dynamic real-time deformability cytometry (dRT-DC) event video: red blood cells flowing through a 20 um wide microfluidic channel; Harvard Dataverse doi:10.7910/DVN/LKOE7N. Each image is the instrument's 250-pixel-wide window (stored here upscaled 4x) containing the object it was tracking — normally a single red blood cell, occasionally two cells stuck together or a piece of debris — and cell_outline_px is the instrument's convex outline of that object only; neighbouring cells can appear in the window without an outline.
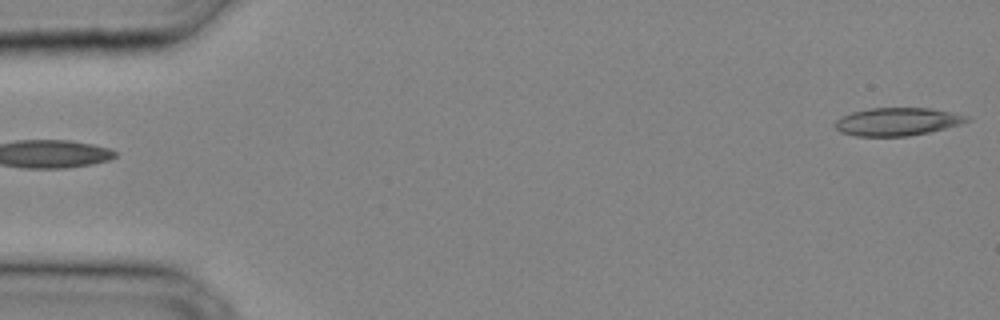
{"species": "common noctule bat (a hibernating species)", "species_latin": "Nyctalus noctula", "temperature_condition": "cold", "stored_images_in_passage": 32, "camera_frame_rate_fps": 3000, "um_per_image_px": 0.085, "animal": {"sex": "male", "body_mass_g": 20.4}, "frame": {"image": 1, "passage_image": 1, "time_ms": 0.0, "image_size_px": [1000, 320], "cell_outline_px": [[972, 120], [960, 124], [928, 132], [908, 136], [856, 136], [840, 132], [836, 128], [836, 120], [852, 112], [868, 108], [932, 108], [972, 116]], "centroid_in_image_um": [76.32, 10.33], "position_along_channel_um": 8.7, "area_um2": 21.44}}
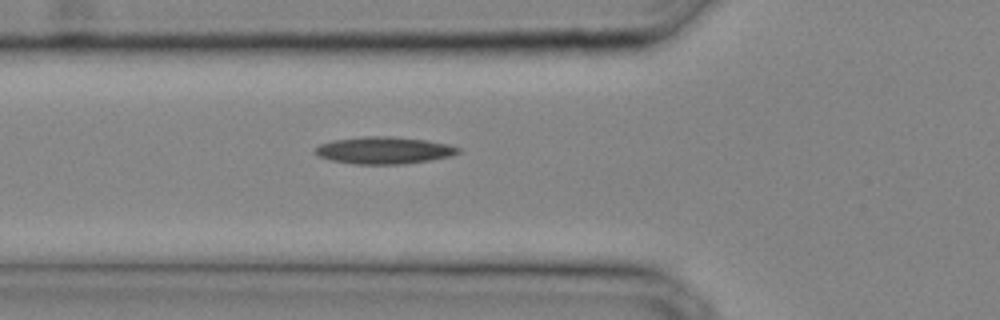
{"frame": {"image": 2, "passage_image": 12, "time_ms": 3.667, "image_size_px": [1000, 320], "cell_outline_px": [[460, 152], [452, 156], [432, 160], [404, 164], [356, 164], [332, 160], [320, 156], [316, 152], [316, 148], [320, 144], [332, 140], [364, 136], [388, 136], [424, 140], [448, 144], [460, 148]], "centroid_in_image_um": [32.68, 12.78], "position_along_channel_um": 93.1, "area_um2": 22.43}}
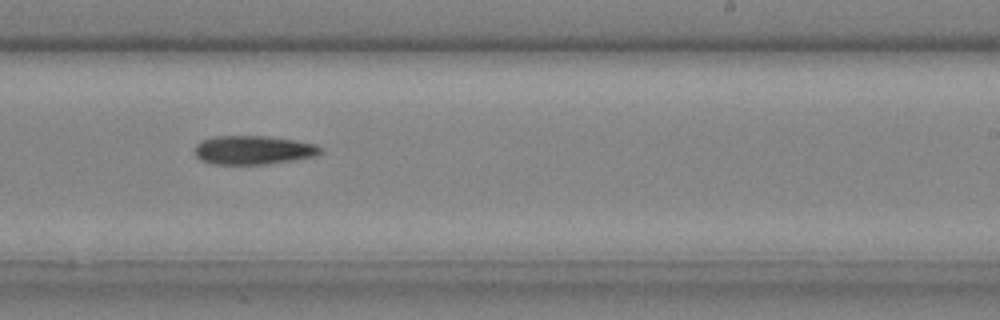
{"frame": {"image": 3, "passage_image": 21, "time_ms": 6.667, "image_size_px": [1000, 320], "cell_outline_px": [[324, 152], [316, 156], [268, 164], [212, 164], [200, 160], [196, 156], [196, 144], [200, 140], [216, 136], [264, 136], [296, 140], [316, 144]], "centroid_in_image_um": [21.53, 12.75], "position_along_channel_um": 267.5, "area_um2": 21.15}}